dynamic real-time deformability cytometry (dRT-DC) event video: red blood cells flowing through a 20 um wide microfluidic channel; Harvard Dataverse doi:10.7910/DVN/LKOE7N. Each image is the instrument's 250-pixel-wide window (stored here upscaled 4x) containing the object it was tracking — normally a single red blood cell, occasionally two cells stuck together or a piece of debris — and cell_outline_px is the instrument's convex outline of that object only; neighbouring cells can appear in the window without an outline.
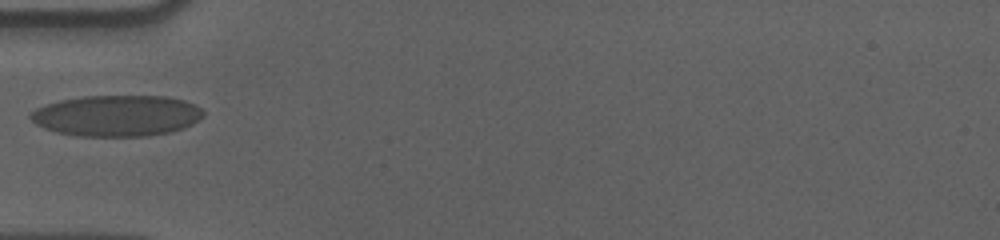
{"species": "human", "species_latin": "Homo sapiens", "temperature_condition": "cold", "stored_images_in_passage": 35, "camera_frame_rate_fps": 3000, "um_per_image_px": 0.085, "donor": {"sex": "male"}, "frame": {"image": 1, "passage_image": 1, "time_ms": 0.0, "image_size_px": [1000, 240], "cell_outline_px": [[204, 116], [192, 124], [184, 128], [168, 132], [148, 136], [76, 136], [56, 132], [44, 128], [36, 124], [28, 116], [28, 112], [36, 108], [60, 100], [84, 96], [164, 96], [184, 100], [200, 108], [204, 112]], "centroid_in_image_um": [9.9, 9.84], "position_along_channel_um": 75.1, "area_um2": 41.44}}
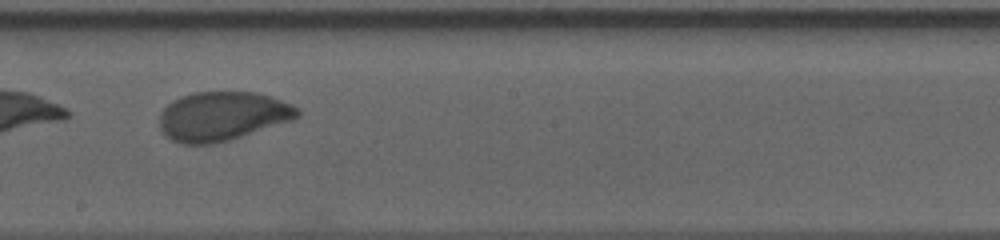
{"frame": {"image": 2, "passage_image": 14, "time_ms": 4.333, "image_size_px": [1000, 240], "cell_outline_px": [[300, 116], [292, 120], [228, 140], [212, 144], [180, 144], [172, 140], [160, 128], [160, 112], [172, 100], [180, 96], [192, 92], [256, 92], [292, 104], [300, 108]], "centroid_in_image_um": [18.89, 9.86], "position_along_channel_um": 229.3, "area_um2": 39.3}}
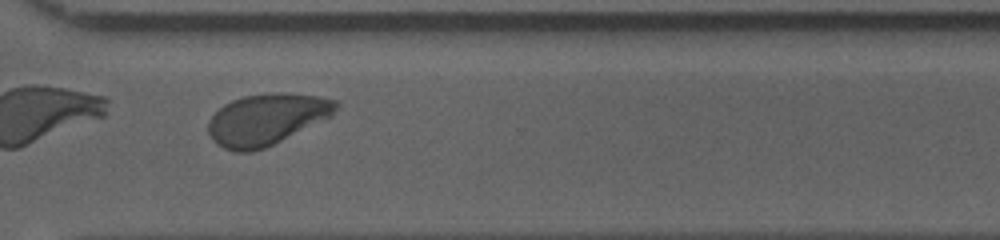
{"frame": {"image": 3, "passage_image": 24, "time_ms": 7.667, "image_size_px": [1000, 240], "cell_outline_px": [[340, 104], [332, 116], [264, 148], [252, 152], [232, 152], [216, 144], [212, 140], [208, 132], [208, 120], [224, 104], [232, 100], [244, 96], [276, 92], [284, 92], [320, 96], [336, 100]], "centroid_in_image_um": [22.66, 10.14], "position_along_channel_um": 347.9, "area_um2": 38.21}}